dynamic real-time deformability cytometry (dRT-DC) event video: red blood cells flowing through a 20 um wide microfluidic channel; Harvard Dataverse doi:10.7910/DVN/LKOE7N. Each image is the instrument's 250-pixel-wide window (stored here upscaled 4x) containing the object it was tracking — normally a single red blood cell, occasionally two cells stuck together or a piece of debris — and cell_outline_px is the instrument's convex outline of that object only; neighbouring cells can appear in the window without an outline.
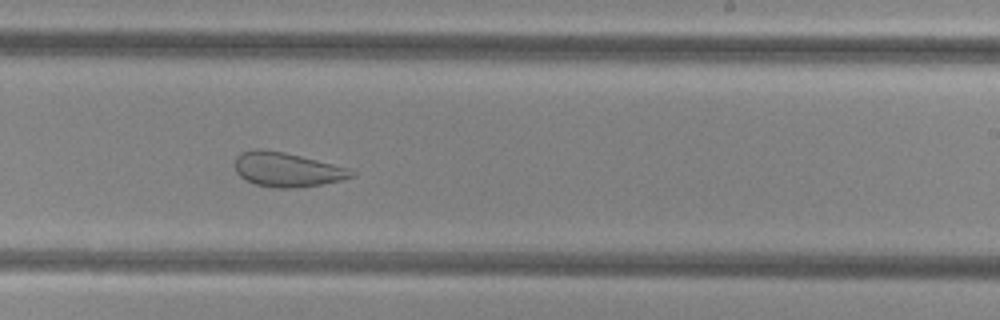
{"species": "common noctule bat (a hibernating species)", "species_latin": "Nyctalus noctula", "temperature_condition": "cold", "stored_images_in_passage": 37, "camera_frame_rate_fps": 3000, "um_per_image_px": 0.085, "animal": {"sex": "female", "body_mass_g": 29.2, "forearm_length_mm": 56.3}, "frame": {"image": 1, "passage_image": 16, "time_ms": 5.0, "image_size_px": [1000, 320], "cell_outline_px": [[356, 172], [352, 176], [340, 180], [320, 184], [292, 188], [276, 188], [256, 184], [244, 180], [236, 172], [236, 156], [240, 152], [256, 148], [260, 148], [284, 152], [348, 168]], "centroid_in_image_um": [24.34, 14.4], "position_along_channel_um": 264.7, "area_um2": 23.06}}